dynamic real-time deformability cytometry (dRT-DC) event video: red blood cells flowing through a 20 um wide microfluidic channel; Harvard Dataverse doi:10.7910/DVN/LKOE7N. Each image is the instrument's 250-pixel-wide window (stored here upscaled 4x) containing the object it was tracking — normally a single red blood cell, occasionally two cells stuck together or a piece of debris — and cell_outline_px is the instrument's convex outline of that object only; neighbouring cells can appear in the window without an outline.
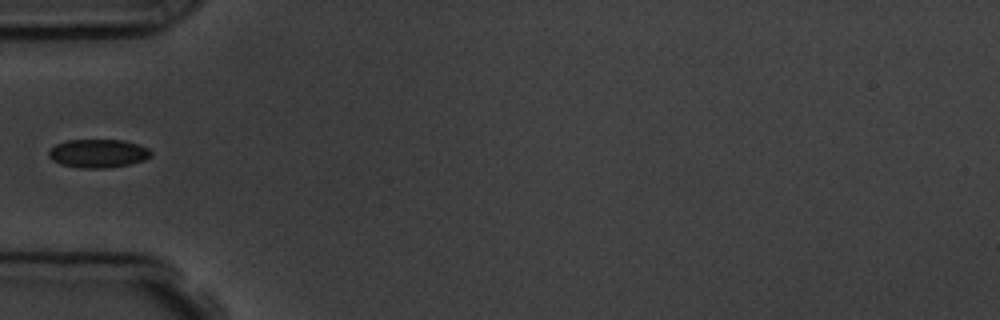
{"species": "common noctule bat (a hibernating species)", "species_latin": "Nyctalus noctula", "temperature_condition": "room temperature", "stored_images_in_passage": 1, "camera_frame_rate_fps": 3000, "um_per_image_px": 0.085, "animal": {"sex": "male", "body_mass_g": 19.5, "forearm_length_mm": 54.6}, "frame": {"image": 1, "passage_image": 1, "time_ms": 0.0, "image_size_px": [1000, 320], "cell_outline_px": [[152, 156], [144, 160], [128, 164], [108, 168], [80, 168], [60, 164], [52, 160], [48, 156], [48, 152], [56, 144], [68, 140], [124, 140], [148, 148], [152, 152]], "centroid_in_image_um": [8.33, 13.04], "position_along_channel_um": 76.7, "area_um2": 16.94}}